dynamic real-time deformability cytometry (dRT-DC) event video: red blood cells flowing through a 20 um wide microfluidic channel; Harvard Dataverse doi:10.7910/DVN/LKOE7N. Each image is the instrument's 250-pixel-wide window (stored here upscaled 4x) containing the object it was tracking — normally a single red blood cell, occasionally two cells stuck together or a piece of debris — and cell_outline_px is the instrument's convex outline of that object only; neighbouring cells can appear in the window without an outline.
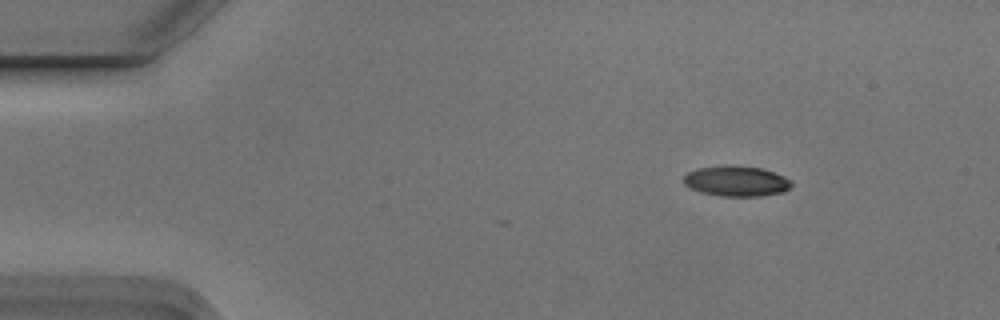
{"species": "Egyptian fruit bat (a non-hibernating species)", "species_latin": "Rousettus aegyptiacus", "temperature_condition": "cold", "stored_images_in_passage": 3, "camera_frame_rate_fps": 3000, "um_per_image_px": 0.085, "animal": {"sex": "male"}, "frame": {"image": 1, "passage_image": 1, "time_ms": 0.0, "image_size_px": [1000, 320], "cell_outline_px": [[792, 184], [784, 192], [760, 196], [720, 196], [700, 192], [688, 188], [684, 184], [684, 176], [688, 172], [696, 168], [724, 164], [736, 164], [760, 168], [784, 176], [792, 180]], "centroid_in_image_um": [62.55, 15.38], "position_along_channel_um": 22.4, "area_um2": 19.48}}